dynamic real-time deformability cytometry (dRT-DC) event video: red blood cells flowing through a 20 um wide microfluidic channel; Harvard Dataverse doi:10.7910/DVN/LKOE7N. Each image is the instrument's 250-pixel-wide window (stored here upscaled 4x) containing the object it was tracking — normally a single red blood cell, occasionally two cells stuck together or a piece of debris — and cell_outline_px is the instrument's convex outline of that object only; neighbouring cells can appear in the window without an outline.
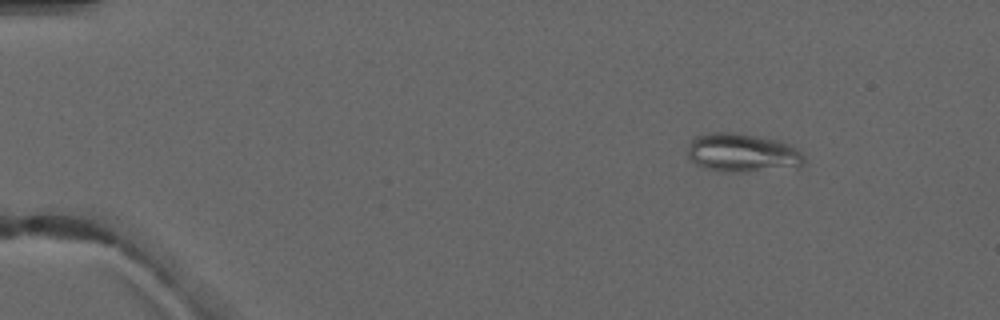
{"species": "common noctule bat (a hibernating species)", "species_latin": "Nyctalus noctula", "temperature_condition": "warm", "stored_images_in_passage": 5, "camera_frame_rate_fps": 3000, "um_per_image_px": 0.085, "animal": {"sex": "male", "forearm_length_mm": 52.5}, "frame": {"image": 1, "passage_image": 2, "time_ms": 1.333, "image_size_px": [1000, 320], "cell_outline_px": [[804, 160], [796, 168], [740, 172], [720, 172], [696, 164], [688, 156], [688, 148], [692, 140], [696, 136], [712, 132], [732, 132], [756, 136], [776, 140], [788, 144], [796, 148], [804, 156]], "centroid_in_image_um": [63.1, 13.0], "position_along_channel_um": 21.9, "area_um2": 26.07}}